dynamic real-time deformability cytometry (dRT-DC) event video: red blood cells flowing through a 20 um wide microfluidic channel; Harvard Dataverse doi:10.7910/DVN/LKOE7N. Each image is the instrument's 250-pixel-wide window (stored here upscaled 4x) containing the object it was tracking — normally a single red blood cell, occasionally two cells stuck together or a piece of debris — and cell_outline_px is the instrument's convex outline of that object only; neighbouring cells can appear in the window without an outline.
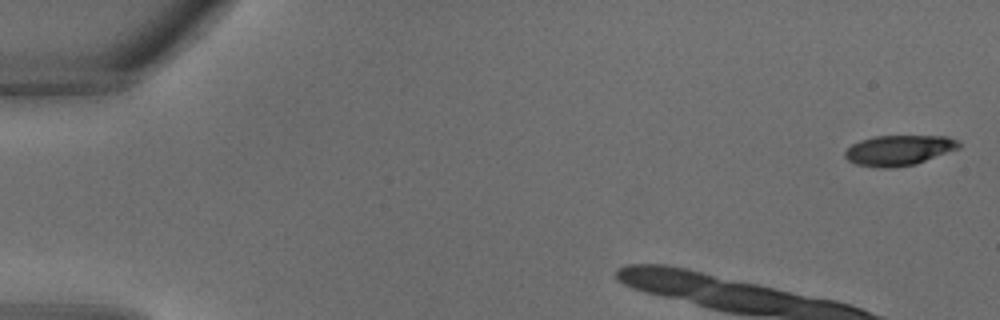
{"species": "common noctule bat (a hibernating species)", "species_latin": "Nyctalus noctula", "temperature_condition": "warm", "stored_images_in_passage": 33, "camera_frame_rate_fps": 3000, "um_per_image_px": 0.085, "animal": {"sex": "male", "body_mass_g": 18.8}, "frame": {"image": 1, "passage_image": 1, "time_ms": 0.0, "image_size_px": [1000, 320], "cell_outline_px": [[960, 148], [916, 164], [892, 168], [880, 168], [856, 164], [848, 160], [844, 156], [844, 152], [852, 144], [860, 140], [872, 136], [948, 136], [956, 140], [960, 144]], "centroid_in_image_um": [76.39, 12.77], "position_along_channel_um": 8.6, "area_um2": 20.17}}
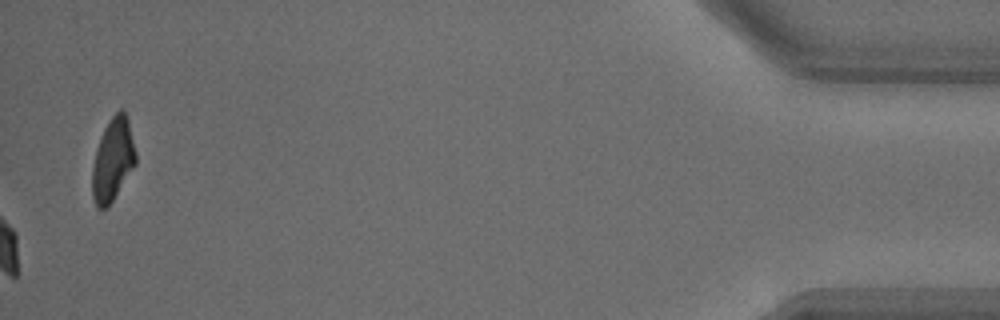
{"frame": {"image": 2, "passage_image": 33, "time_ms": 10.667, "image_size_px": [1000, 320], "cell_outline_px": [[136, 164], [112, 200], [104, 208], [96, 208], [92, 196], [92, 168], [96, 148], [104, 128], [108, 120], [120, 108], [124, 108], [128, 120], [136, 152]], "centroid_in_image_um": [9.58, 13.54], "position_along_channel_um": 425.6, "area_um2": 20.92}}